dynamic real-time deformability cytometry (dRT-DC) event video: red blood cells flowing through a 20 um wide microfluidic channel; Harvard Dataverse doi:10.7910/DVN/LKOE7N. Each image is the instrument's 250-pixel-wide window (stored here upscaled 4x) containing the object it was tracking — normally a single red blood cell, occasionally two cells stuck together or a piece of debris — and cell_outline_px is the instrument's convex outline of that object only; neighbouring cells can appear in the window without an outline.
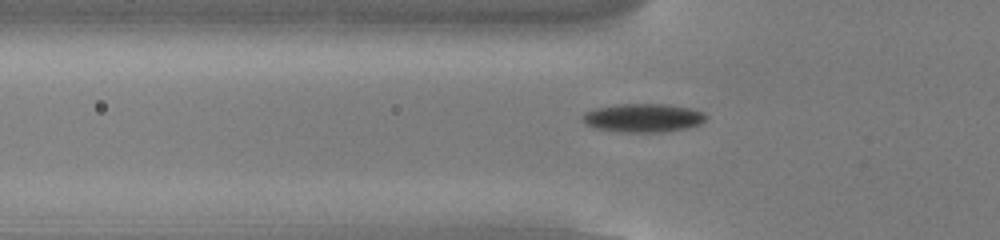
{"species": "common noctule bat (a hibernating species)", "species_latin": "Nyctalus noctula", "temperature_condition": "cold", "stored_images_in_passage": 55, "camera_frame_rate_fps": 3000, "um_per_image_px": 0.085, "animal": {"sex": "male", "body_mass_g": 13.0, "forearm_length_mm": 53.1}, "frame": {"image": 1, "passage_image": 19, "time_ms": 6.0, "image_size_px": [1000, 240], "cell_outline_px": [[708, 116], [700, 124], [688, 128], [660, 132], [628, 132], [596, 128], [584, 124], [584, 112], [596, 108], [616, 104], [668, 104], [688, 108], [704, 112]], "centroid_in_image_um": [54.69, 10.01], "position_along_channel_um": 71.1, "area_um2": 20.4}}
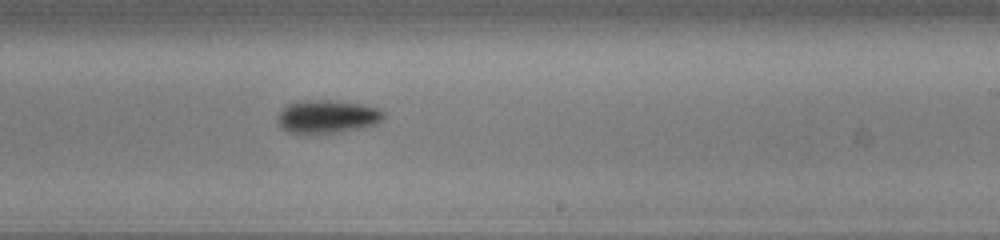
{"frame": {"image": 2, "passage_image": 34, "time_ms": 11.0, "image_size_px": [1000, 240], "cell_outline_px": [[384, 116], [376, 124], [364, 128], [340, 132], [288, 132], [280, 124], [280, 112], [288, 104], [300, 100], [328, 100], [360, 104], [380, 108], [384, 112]], "centroid_in_image_um": [27.89, 9.89], "position_along_channel_um": 261.1, "area_um2": 20.0}}
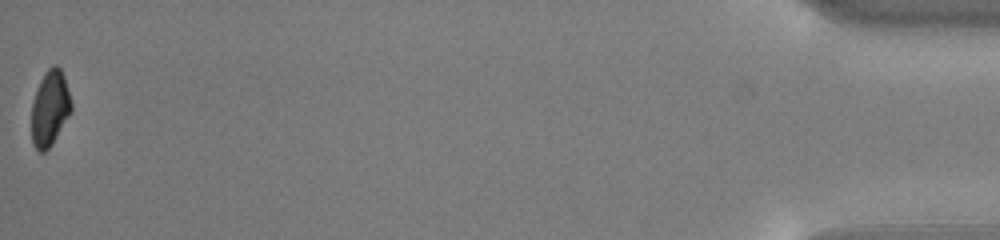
{"frame": {"image": 3, "passage_image": 55, "time_ms": 18.0, "image_size_px": [1000, 240], "cell_outline_px": [[72, 112], [52, 144], [44, 152], [36, 152], [32, 144], [32, 104], [40, 80], [44, 72], [52, 64], [56, 64], [60, 68], [64, 76], [72, 104]], "centroid_in_image_um": [4.25, 9.21], "position_along_channel_um": 431.0, "area_um2": 17.63}, "authors_computed_cell_mechanics": {"area_um2": 19.1318, "velocity_mm_per_s": 3.8075, "shape_relaxation_time_tau1_ms": 2.0744, "shape_relaxation_time_tau2_ms": null, "deformation_change_tau1": 0.098, "deformation_change_tau2": null}}